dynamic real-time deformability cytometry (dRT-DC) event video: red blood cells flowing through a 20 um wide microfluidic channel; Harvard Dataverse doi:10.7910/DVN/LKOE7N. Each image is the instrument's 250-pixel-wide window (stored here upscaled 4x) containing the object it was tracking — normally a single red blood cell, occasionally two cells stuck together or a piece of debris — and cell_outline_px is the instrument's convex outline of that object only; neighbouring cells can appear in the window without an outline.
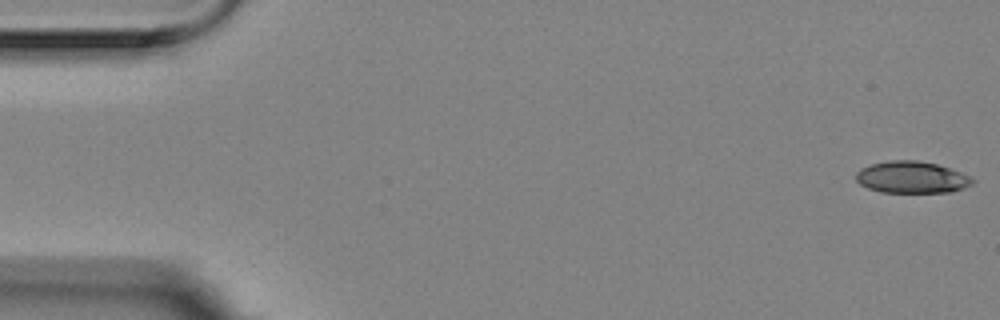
{"species": "Egyptian fruit bat (a non-hibernating species)", "species_latin": "Rousettus aegyptiacus", "temperature_condition": "room temperature", "stored_images_in_passage": 56, "camera_frame_rate_fps": 3000, "um_per_image_px": 0.085, "animal": {"sex": "female"}, "frame": {"image": 1, "passage_image": 1, "time_ms": 0.0, "image_size_px": [1000, 320], "cell_outline_px": [[976, 180], [972, 184], [964, 188], [952, 192], [880, 192], [868, 188], [860, 184], [856, 180], [856, 172], [860, 168], [872, 164], [888, 160], [916, 160], [936, 164], [972, 176]], "centroid_in_image_um": [77.51, 15.07], "position_along_channel_um": 7.5, "area_um2": 21.68}}
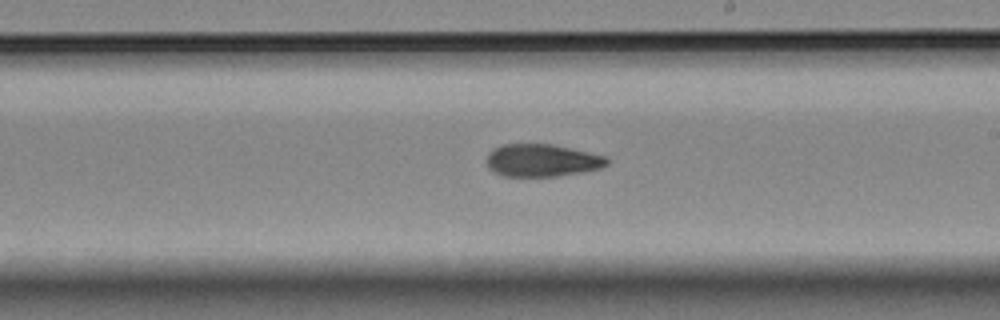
{"frame": {"image": 2, "passage_image": 32, "time_ms": 10.333, "image_size_px": [1000, 320], "cell_outline_px": [[608, 164], [600, 168], [580, 172], [556, 176], [504, 176], [492, 172], [488, 168], [488, 152], [492, 148], [504, 144], [552, 144], [588, 152], [604, 156], [608, 160]], "centroid_in_image_um": [46.02, 13.63], "position_along_channel_um": 243.0, "area_um2": 22.66}}
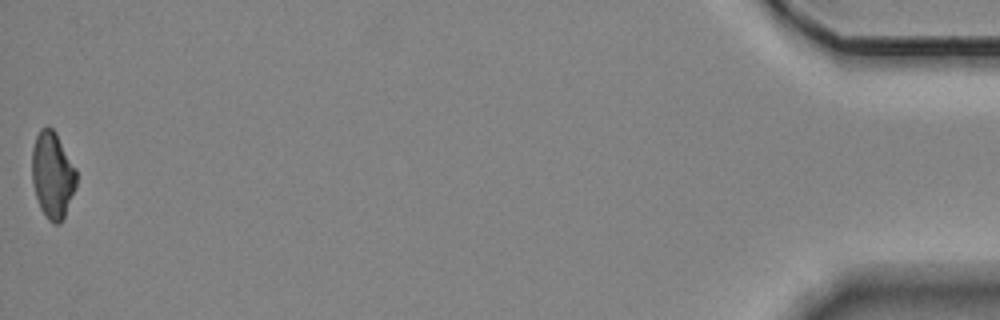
{"frame": {"image": 3, "passage_image": 56, "time_ms": 18.333, "image_size_px": [1000, 320], "cell_outline_px": [[76, 188], [64, 220], [60, 224], [52, 224], [48, 220], [40, 208], [36, 196], [32, 180], [32, 148], [36, 136], [40, 128], [48, 124], [56, 132], [76, 168]], "centroid_in_image_um": [4.47, 14.88], "position_along_channel_um": 430.7, "area_um2": 22.83}, "authors_computed_cell_mechanics": {"area_um2": 23.0044, "velocity_mm_per_s": 3.5411, "shape_relaxation_time_tau1_ms": 7.7728, "shape_relaxation_time_tau2_ms": 4.2639, "deformation_change_tau1": 0.1956, "deformation_change_tau2": 0.1121}}